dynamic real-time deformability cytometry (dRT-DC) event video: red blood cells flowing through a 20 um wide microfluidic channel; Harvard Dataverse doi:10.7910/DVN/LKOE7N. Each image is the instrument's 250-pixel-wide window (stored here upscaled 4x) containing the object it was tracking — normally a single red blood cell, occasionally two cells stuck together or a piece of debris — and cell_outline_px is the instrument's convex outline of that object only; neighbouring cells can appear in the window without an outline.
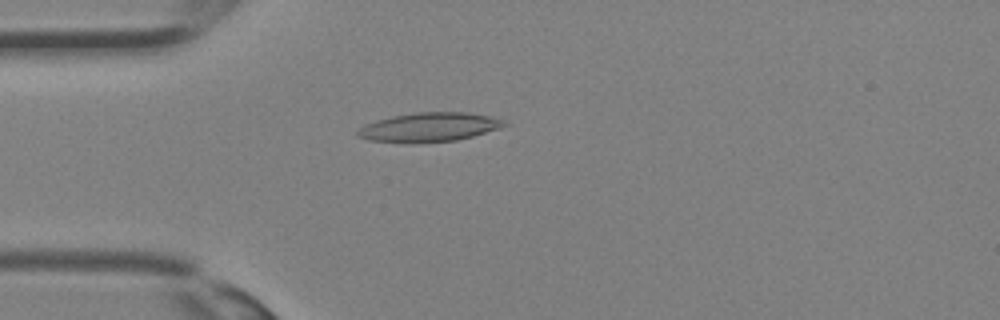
{"species": "Egyptian fruit bat (a non-hibernating species)", "species_latin": "Rousettus aegyptiacus", "temperature_condition": "room temperature", "stored_images_in_passage": 33, "camera_frame_rate_fps": 3000, "um_per_image_px": 0.085, "animal": {"sex": "female"}, "frame": {"image": 1, "passage_image": 8, "time_ms": 2.333, "image_size_px": [1000, 320], "cell_outline_px": [[508, 124], [500, 128], [472, 136], [456, 140], [368, 140], [356, 136], [356, 132], [364, 124], [376, 120], [392, 116], [416, 112], [468, 112], [488, 116], [504, 120]], "centroid_in_image_um": [36.51, 10.75], "position_along_channel_um": 48.5, "area_um2": 23.81}}
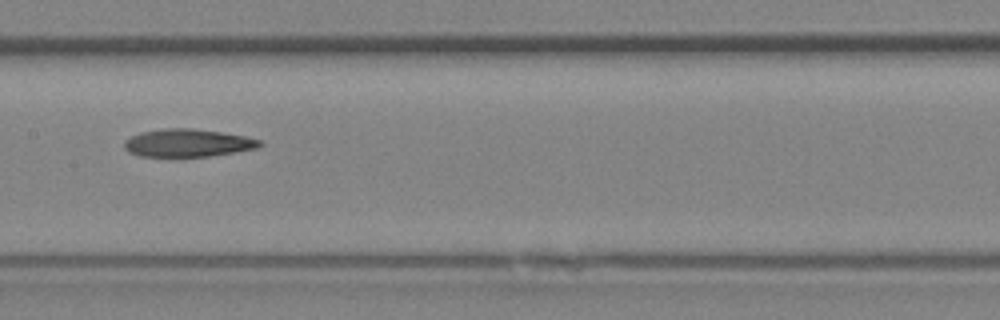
{"frame": {"image": 2, "passage_image": 16, "time_ms": 5.0, "image_size_px": [1000, 320], "cell_outline_px": [[264, 144], [256, 148], [236, 152], [208, 156], [140, 156], [128, 152], [124, 148], [124, 140], [140, 132], [164, 128], [192, 128], [220, 132], [244, 136], [264, 140]], "centroid_in_image_um": [15.96, 12.14], "position_along_channel_um": 191.4, "area_um2": 21.96}}
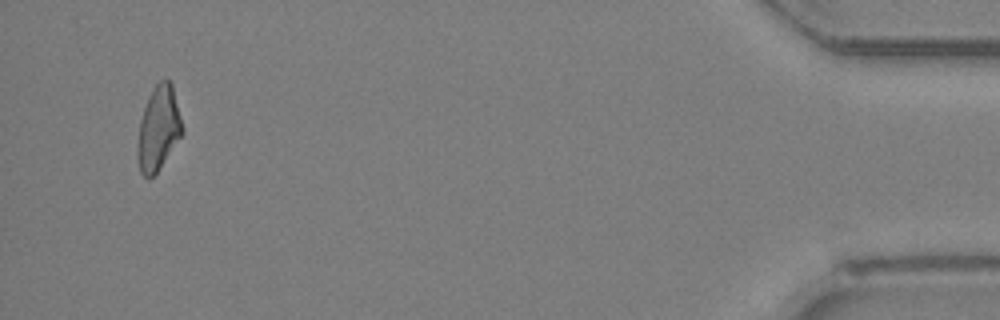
{"frame": {"image": 3, "passage_image": 32, "time_ms": 10.333, "image_size_px": [1000, 320], "cell_outline_px": [[184, 132], [156, 172], [148, 180], [140, 172], [136, 156], [136, 152], [140, 120], [148, 96], [152, 88], [160, 80], [168, 80], [172, 84], [184, 128]], "centroid_in_image_um": [13.46, 10.92], "position_along_channel_um": 421.7, "area_um2": 21.96}}